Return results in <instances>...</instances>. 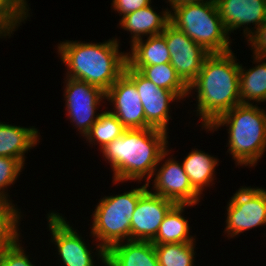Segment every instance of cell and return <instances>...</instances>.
<instances>
[{
	"label": "cell",
	"instance_id": "cell-22",
	"mask_svg": "<svg viewBox=\"0 0 266 266\" xmlns=\"http://www.w3.org/2000/svg\"><path fill=\"white\" fill-rule=\"evenodd\" d=\"M147 38V39H145ZM136 40L127 52L129 66H153L170 63V52L164 35L157 34Z\"/></svg>",
	"mask_w": 266,
	"mask_h": 266
},
{
	"label": "cell",
	"instance_id": "cell-15",
	"mask_svg": "<svg viewBox=\"0 0 266 266\" xmlns=\"http://www.w3.org/2000/svg\"><path fill=\"white\" fill-rule=\"evenodd\" d=\"M224 28L229 35L243 29L247 40L266 20V0H215ZM254 27H250L252 25Z\"/></svg>",
	"mask_w": 266,
	"mask_h": 266
},
{
	"label": "cell",
	"instance_id": "cell-21",
	"mask_svg": "<svg viewBox=\"0 0 266 266\" xmlns=\"http://www.w3.org/2000/svg\"><path fill=\"white\" fill-rule=\"evenodd\" d=\"M251 56L255 66L247 69L239 64L240 99L242 104L261 105L266 102V58Z\"/></svg>",
	"mask_w": 266,
	"mask_h": 266
},
{
	"label": "cell",
	"instance_id": "cell-10",
	"mask_svg": "<svg viewBox=\"0 0 266 266\" xmlns=\"http://www.w3.org/2000/svg\"><path fill=\"white\" fill-rule=\"evenodd\" d=\"M171 153L168 148L162 154L153 173V177H155L147 182V186L152 185L151 192L170 199L176 204H199L203 197L190 184L182 161L179 162L176 157H171L173 156L170 155Z\"/></svg>",
	"mask_w": 266,
	"mask_h": 266
},
{
	"label": "cell",
	"instance_id": "cell-30",
	"mask_svg": "<svg viewBox=\"0 0 266 266\" xmlns=\"http://www.w3.org/2000/svg\"><path fill=\"white\" fill-rule=\"evenodd\" d=\"M246 41L251 47L252 55L266 58V20Z\"/></svg>",
	"mask_w": 266,
	"mask_h": 266
},
{
	"label": "cell",
	"instance_id": "cell-29",
	"mask_svg": "<svg viewBox=\"0 0 266 266\" xmlns=\"http://www.w3.org/2000/svg\"><path fill=\"white\" fill-rule=\"evenodd\" d=\"M21 235L0 255V266H35L22 245ZM21 242V243H20ZM23 246V247H22Z\"/></svg>",
	"mask_w": 266,
	"mask_h": 266
},
{
	"label": "cell",
	"instance_id": "cell-5",
	"mask_svg": "<svg viewBox=\"0 0 266 266\" xmlns=\"http://www.w3.org/2000/svg\"><path fill=\"white\" fill-rule=\"evenodd\" d=\"M146 183L121 194L100 198L90 215L89 236L107 252L117 243L131 240V217L139 198L148 190Z\"/></svg>",
	"mask_w": 266,
	"mask_h": 266
},
{
	"label": "cell",
	"instance_id": "cell-8",
	"mask_svg": "<svg viewBox=\"0 0 266 266\" xmlns=\"http://www.w3.org/2000/svg\"><path fill=\"white\" fill-rule=\"evenodd\" d=\"M230 198L225 208V237L232 239L245 231L266 225L265 188L240 186Z\"/></svg>",
	"mask_w": 266,
	"mask_h": 266
},
{
	"label": "cell",
	"instance_id": "cell-20",
	"mask_svg": "<svg viewBox=\"0 0 266 266\" xmlns=\"http://www.w3.org/2000/svg\"><path fill=\"white\" fill-rule=\"evenodd\" d=\"M193 206L196 205L175 204L166 214L156 237L151 242L154 245L196 242V235L190 234L192 227L189 226V220L184 217L185 210Z\"/></svg>",
	"mask_w": 266,
	"mask_h": 266
},
{
	"label": "cell",
	"instance_id": "cell-28",
	"mask_svg": "<svg viewBox=\"0 0 266 266\" xmlns=\"http://www.w3.org/2000/svg\"><path fill=\"white\" fill-rule=\"evenodd\" d=\"M25 168L17 159L0 156V199L17 207L10 199L8 187L15 184Z\"/></svg>",
	"mask_w": 266,
	"mask_h": 266
},
{
	"label": "cell",
	"instance_id": "cell-12",
	"mask_svg": "<svg viewBox=\"0 0 266 266\" xmlns=\"http://www.w3.org/2000/svg\"><path fill=\"white\" fill-rule=\"evenodd\" d=\"M162 34L170 52V64L181 81L189 87L195 81L205 58L210 53L171 23L166 26Z\"/></svg>",
	"mask_w": 266,
	"mask_h": 266
},
{
	"label": "cell",
	"instance_id": "cell-27",
	"mask_svg": "<svg viewBox=\"0 0 266 266\" xmlns=\"http://www.w3.org/2000/svg\"><path fill=\"white\" fill-rule=\"evenodd\" d=\"M28 0H0V24L10 33L30 19Z\"/></svg>",
	"mask_w": 266,
	"mask_h": 266
},
{
	"label": "cell",
	"instance_id": "cell-25",
	"mask_svg": "<svg viewBox=\"0 0 266 266\" xmlns=\"http://www.w3.org/2000/svg\"><path fill=\"white\" fill-rule=\"evenodd\" d=\"M196 243L154 245L159 266H196Z\"/></svg>",
	"mask_w": 266,
	"mask_h": 266
},
{
	"label": "cell",
	"instance_id": "cell-3",
	"mask_svg": "<svg viewBox=\"0 0 266 266\" xmlns=\"http://www.w3.org/2000/svg\"><path fill=\"white\" fill-rule=\"evenodd\" d=\"M116 37L104 42L60 41L57 44L61 64H65V77L80 80L106 92L124 73L127 52L120 51Z\"/></svg>",
	"mask_w": 266,
	"mask_h": 266
},
{
	"label": "cell",
	"instance_id": "cell-26",
	"mask_svg": "<svg viewBox=\"0 0 266 266\" xmlns=\"http://www.w3.org/2000/svg\"><path fill=\"white\" fill-rule=\"evenodd\" d=\"M20 210L21 208L0 199V255L22 235L19 226L24 214Z\"/></svg>",
	"mask_w": 266,
	"mask_h": 266
},
{
	"label": "cell",
	"instance_id": "cell-31",
	"mask_svg": "<svg viewBox=\"0 0 266 266\" xmlns=\"http://www.w3.org/2000/svg\"><path fill=\"white\" fill-rule=\"evenodd\" d=\"M152 2V0H112L111 9H113L115 13L117 11L121 19L129 13L149 6Z\"/></svg>",
	"mask_w": 266,
	"mask_h": 266
},
{
	"label": "cell",
	"instance_id": "cell-1",
	"mask_svg": "<svg viewBox=\"0 0 266 266\" xmlns=\"http://www.w3.org/2000/svg\"><path fill=\"white\" fill-rule=\"evenodd\" d=\"M234 51L209 54L195 81L188 87V98L196 101V116L202 130L218 117L241 104L239 64ZM196 92V93H195ZM193 94V95H192Z\"/></svg>",
	"mask_w": 266,
	"mask_h": 266
},
{
	"label": "cell",
	"instance_id": "cell-32",
	"mask_svg": "<svg viewBox=\"0 0 266 266\" xmlns=\"http://www.w3.org/2000/svg\"><path fill=\"white\" fill-rule=\"evenodd\" d=\"M204 1H209V0H166L165 2L168 3V6L171 8L173 6L181 5L184 3H200Z\"/></svg>",
	"mask_w": 266,
	"mask_h": 266
},
{
	"label": "cell",
	"instance_id": "cell-9",
	"mask_svg": "<svg viewBox=\"0 0 266 266\" xmlns=\"http://www.w3.org/2000/svg\"><path fill=\"white\" fill-rule=\"evenodd\" d=\"M63 80L66 117L81 136L85 137L101 114V110L98 112L101 103L106 105V92L84 81L69 77H64Z\"/></svg>",
	"mask_w": 266,
	"mask_h": 266
},
{
	"label": "cell",
	"instance_id": "cell-6",
	"mask_svg": "<svg viewBox=\"0 0 266 266\" xmlns=\"http://www.w3.org/2000/svg\"><path fill=\"white\" fill-rule=\"evenodd\" d=\"M170 23L210 54L233 50L232 40L224 28L215 0L171 7Z\"/></svg>",
	"mask_w": 266,
	"mask_h": 266
},
{
	"label": "cell",
	"instance_id": "cell-14",
	"mask_svg": "<svg viewBox=\"0 0 266 266\" xmlns=\"http://www.w3.org/2000/svg\"><path fill=\"white\" fill-rule=\"evenodd\" d=\"M175 204L148 189L139 198L131 217V240L152 241L166 214Z\"/></svg>",
	"mask_w": 266,
	"mask_h": 266
},
{
	"label": "cell",
	"instance_id": "cell-13",
	"mask_svg": "<svg viewBox=\"0 0 266 266\" xmlns=\"http://www.w3.org/2000/svg\"><path fill=\"white\" fill-rule=\"evenodd\" d=\"M105 101L113 107L109 111L126 129H145V113L140 95L135 83L125 73L106 91Z\"/></svg>",
	"mask_w": 266,
	"mask_h": 266
},
{
	"label": "cell",
	"instance_id": "cell-24",
	"mask_svg": "<svg viewBox=\"0 0 266 266\" xmlns=\"http://www.w3.org/2000/svg\"><path fill=\"white\" fill-rule=\"evenodd\" d=\"M106 110L102 111L98 119L91 126L89 132L85 135V140L92 146L98 145L100 151L114 139L120 137L126 128L119 119L111 113L106 106Z\"/></svg>",
	"mask_w": 266,
	"mask_h": 266
},
{
	"label": "cell",
	"instance_id": "cell-11",
	"mask_svg": "<svg viewBox=\"0 0 266 266\" xmlns=\"http://www.w3.org/2000/svg\"><path fill=\"white\" fill-rule=\"evenodd\" d=\"M124 73L135 83L140 95L145 113V128L169 133V119L172 120L170 104L180 103L181 100L172 91L156 86L128 64L124 68Z\"/></svg>",
	"mask_w": 266,
	"mask_h": 266
},
{
	"label": "cell",
	"instance_id": "cell-23",
	"mask_svg": "<svg viewBox=\"0 0 266 266\" xmlns=\"http://www.w3.org/2000/svg\"><path fill=\"white\" fill-rule=\"evenodd\" d=\"M156 86L172 91L180 100L188 97V87L178 77L170 63L153 66H130Z\"/></svg>",
	"mask_w": 266,
	"mask_h": 266
},
{
	"label": "cell",
	"instance_id": "cell-2",
	"mask_svg": "<svg viewBox=\"0 0 266 266\" xmlns=\"http://www.w3.org/2000/svg\"><path fill=\"white\" fill-rule=\"evenodd\" d=\"M168 133L154 129H126L100 152L113 171L112 182H149L162 154L169 148ZM168 144V145H167ZM144 178V179H143Z\"/></svg>",
	"mask_w": 266,
	"mask_h": 266
},
{
	"label": "cell",
	"instance_id": "cell-19",
	"mask_svg": "<svg viewBox=\"0 0 266 266\" xmlns=\"http://www.w3.org/2000/svg\"><path fill=\"white\" fill-rule=\"evenodd\" d=\"M219 159L197 148L192 149L183 159L184 171L192 187L202 196L203 191L215 184L216 167Z\"/></svg>",
	"mask_w": 266,
	"mask_h": 266
},
{
	"label": "cell",
	"instance_id": "cell-7",
	"mask_svg": "<svg viewBox=\"0 0 266 266\" xmlns=\"http://www.w3.org/2000/svg\"><path fill=\"white\" fill-rule=\"evenodd\" d=\"M46 217L47 229L49 228L48 231L51 233L50 242L57 249L55 254L59 255L57 260L59 263L61 262L62 266H97L100 263V265L106 266L107 252L103 247L98 243L95 244L96 246L93 243V247L89 243L87 244L81 235L82 233L74 229L73 225L69 224L67 218L61 213L52 210ZM95 255L98 260L97 263L94 258Z\"/></svg>",
	"mask_w": 266,
	"mask_h": 266
},
{
	"label": "cell",
	"instance_id": "cell-33",
	"mask_svg": "<svg viewBox=\"0 0 266 266\" xmlns=\"http://www.w3.org/2000/svg\"><path fill=\"white\" fill-rule=\"evenodd\" d=\"M7 36L10 38L12 35L0 24V38L6 39Z\"/></svg>",
	"mask_w": 266,
	"mask_h": 266
},
{
	"label": "cell",
	"instance_id": "cell-4",
	"mask_svg": "<svg viewBox=\"0 0 266 266\" xmlns=\"http://www.w3.org/2000/svg\"><path fill=\"white\" fill-rule=\"evenodd\" d=\"M227 129V154L235 166L255 167L266 151V109L258 104H238L218 117L205 131Z\"/></svg>",
	"mask_w": 266,
	"mask_h": 266
},
{
	"label": "cell",
	"instance_id": "cell-18",
	"mask_svg": "<svg viewBox=\"0 0 266 266\" xmlns=\"http://www.w3.org/2000/svg\"><path fill=\"white\" fill-rule=\"evenodd\" d=\"M106 254V266H159L151 241L117 243Z\"/></svg>",
	"mask_w": 266,
	"mask_h": 266
},
{
	"label": "cell",
	"instance_id": "cell-17",
	"mask_svg": "<svg viewBox=\"0 0 266 266\" xmlns=\"http://www.w3.org/2000/svg\"><path fill=\"white\" fill-rule=\"evenodd\" d=\"M40 137L35 126L27 128L0 122V156L17 159L25 166V154L39 144Z\"/></svg>",
	"mask_w": 266,
	"mask_h": 266
},
{
	"label": "cell",
	"instance_id": "cell-16",
	"mask_svg": "<svg viewBox=\"0 0 266 266\" xmlns=\"http://www.w3.org/2000/svg\"><path fill=\"white\" fill-rule=\"evenodd\" d=\"M154 6L147 7L129 13L119 19V26L131 34L130 45L136 40L161 34L170 23V9L165 7L158 13Z\"/></svg>",
	"mask_w": 266,
	"mask_h": 266
}]
</instances>
